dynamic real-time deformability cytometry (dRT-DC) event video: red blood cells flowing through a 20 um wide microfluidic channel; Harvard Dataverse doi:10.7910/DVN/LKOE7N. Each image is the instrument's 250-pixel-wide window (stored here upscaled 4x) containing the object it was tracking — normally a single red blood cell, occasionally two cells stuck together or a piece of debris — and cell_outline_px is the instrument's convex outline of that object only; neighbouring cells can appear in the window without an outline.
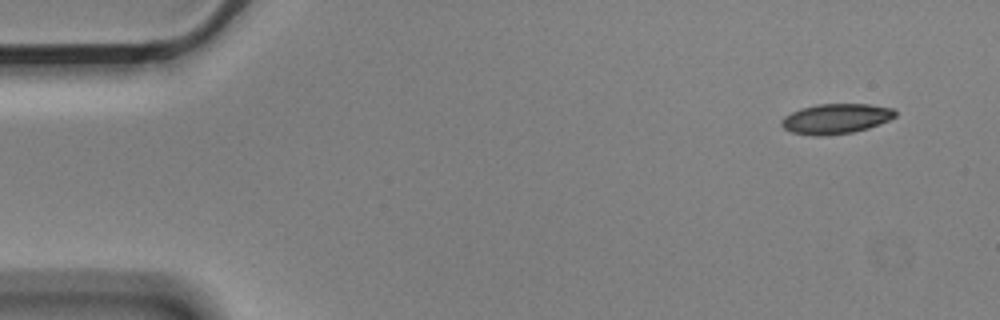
{"species": "Egyptian fruit bat (a non-hibernating species)", "species_latin": "Rousettus aegyptiacus", "temperature_condition": "cold", "stored_images_in_passage": 5, "camera_frame_rate_fps": 3000, "um_per_image_px": 0.085, "animal": {"sex": "male"}, "frame": {"image": 1, "passage_image": 1, "time_ms": 0.0, "image_size_px": [1000, 320], "cell_outline_px": [[896, 116], [888, 120], [868, 128], [852, 132], [824, 136], [816, 136], [792, 132], [784, 128], [780, 124], [780, 120], [784, 116], [800, 108], [816, 104], [868, 104], [892, 108], [896, 112]], "centroid_in_image_um": [71.02, 10.09], "position_along_channel_um": 14.0, "area_um2": 19.88}}
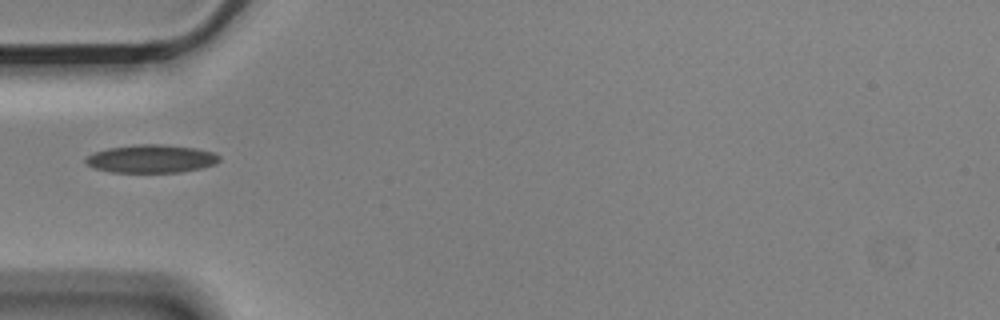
{"frame": {"image": 2, "passage_image": 5, "time_ms": 1.333, "image_size_px": [1000, 320], "cell_outline_px": [[220, 160], [216, 164], [200, 168], [180, 172], [112, 172], [96, 168], [88, 164], [84, 160], [92, 152], [108, 148], [136, 144], [160, 144], [196, 148], [212, 152], [220, 156]], "centroid_in_image_um": [12.87, 13.49], "position_along_channel_um": 72.1, "area_um2": 21.79}}